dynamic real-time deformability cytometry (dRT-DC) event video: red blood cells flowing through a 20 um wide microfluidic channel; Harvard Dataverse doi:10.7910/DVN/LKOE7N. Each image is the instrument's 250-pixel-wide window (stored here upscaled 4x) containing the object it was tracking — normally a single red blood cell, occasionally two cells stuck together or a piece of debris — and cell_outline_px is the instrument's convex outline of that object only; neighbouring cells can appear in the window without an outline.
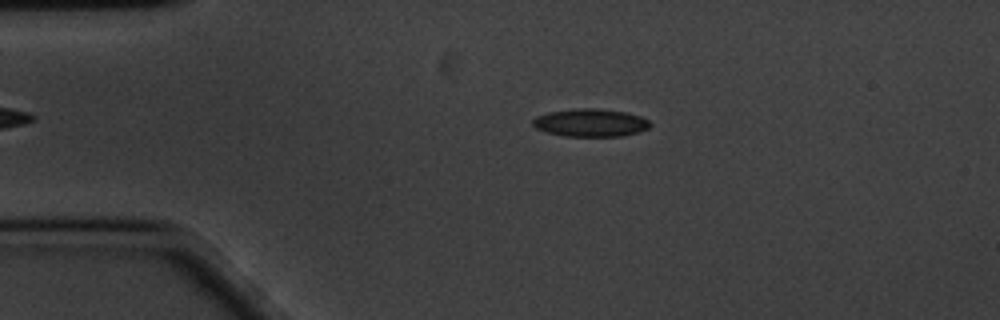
{"species": "common noctule bat (a hibernating species)", "species_latin": "Nyctalus noctula", "temperature_condition": "cold", "stored_images_in_passage": 51, "camera_frame_rate_fps": 3000, "um_per_image_px": 0.085, "animal": {"sex": "male", "body_mass_g": 20.1, "forearm_length_mm": 53.5}, "frame": {"image": 1, "passage_image": 11, "time_ms": 3.333, "image_size_px": [1000, 320], "cell_outline_px": [[652, 124], [648, 128], [640, 132], [620, 136], [564, 136], [544, 132], [536, 128], [532, 124], [532, 120], [536, 116], [548, 112], [576, 108], [596, 108], [624, 112], [640, 116], [648, 120]], "centroid_in_image_um": [50.17, 10.43], "position_along_channel_um": 34.8, "area_um2": 19.13}}
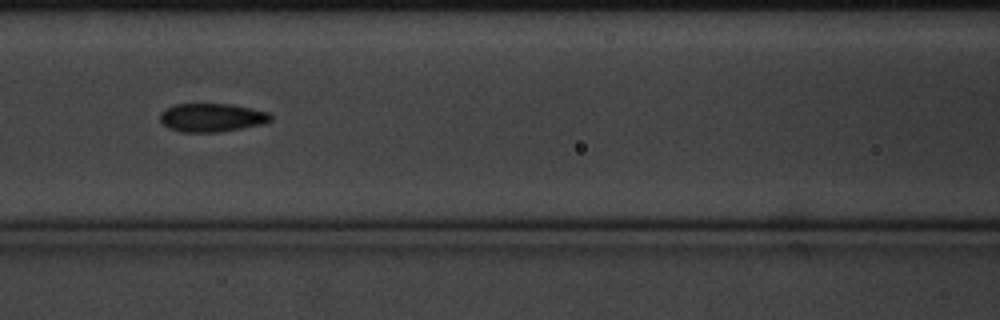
{"frame": {"image": 2, "passage_image": 24, "time_ms": 7.667, "image_size_px": [1000, 320], "cell_outline_px": [[272, 120], [260, 124], [220, 132], [184, 132], [168, 128], [160, 120], [160, 112], [164, 108], [176, 104], [232, 104], [268, 112], [272, 116]], "centroid_in_image_um": [17.97, 9.98], "position_along_channel_um": 148.6, "area_um2": 18.26}}
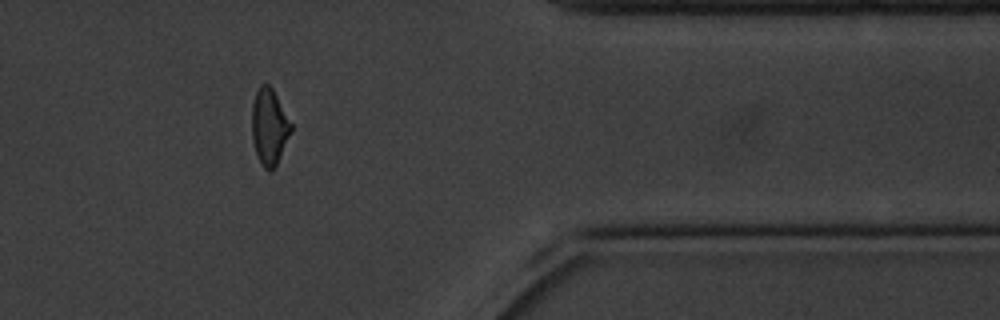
{"frame": {"image": 3, "passage_image": 47, "time_ms": 15.333, "image_size_px": [1000, 320], "cell_outline_px": [[292, 132], [276, 164], [268, 172], [260, 164], [256, 156], [252, 140], [252, 104], [256, 92], [260, 84], [268, 84], [272, 88], [292, 124]], "centroid_in_image_um": [22.88, 10.79], "position_along_channel_um": 388.5, "area_um2": 17.4}, "authors_computed_cell_mechanics": {"area_um2": 18.0914, "velocity_mm_per_s": 3.392, "shape_relaxation_time_tau1_ms": 2.4892, "shape_relaxation_time_tau2_ms": 2.6771, "deformation_change_tau1": 0.1135, "deformation_change_tau2": 0.0942}}